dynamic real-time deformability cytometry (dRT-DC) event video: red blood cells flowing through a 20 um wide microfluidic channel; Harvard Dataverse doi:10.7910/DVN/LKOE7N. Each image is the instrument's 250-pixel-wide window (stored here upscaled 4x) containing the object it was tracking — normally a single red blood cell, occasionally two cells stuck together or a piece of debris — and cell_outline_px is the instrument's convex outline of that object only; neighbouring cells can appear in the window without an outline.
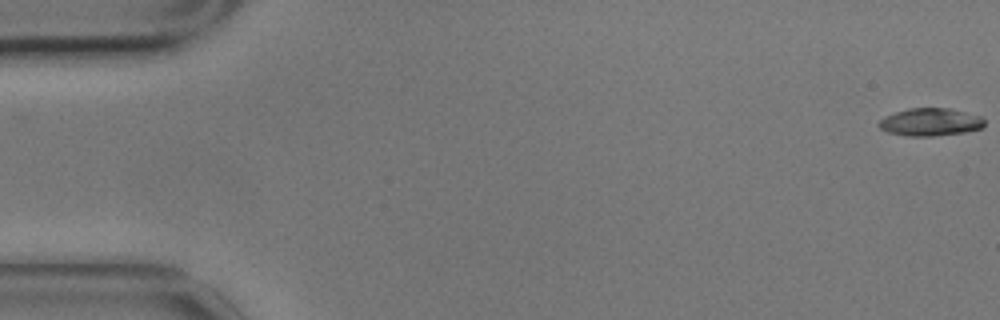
{"species": "common noctule bat (a hibernating species)", "species_latin": "Nyctalus noctula", "temperature_condition": "cold", "stored_images_in_passage": 58, "camera_frame_rate_fps": 3000, "um_per_image_px": 0.085, "animal": {"sex": "male", "body_mass_g": 17.9}, "frame": {"image": 1, "passage_image": 1, "time_ms": 0.0, "image_size_px": [1000, 320], "cell_outline_px": [[984, 128], [964, 132], [932, 136], [908, 136], [888, 132], [880, 128], [876, 124], [884, 116], [908, 108], [948, 108], [980, 116], [984, 120]], "centroid_in_image_um": [79.06, 10.38], "position_along_channel_um": 5.9, "area_um2": 16.99}}
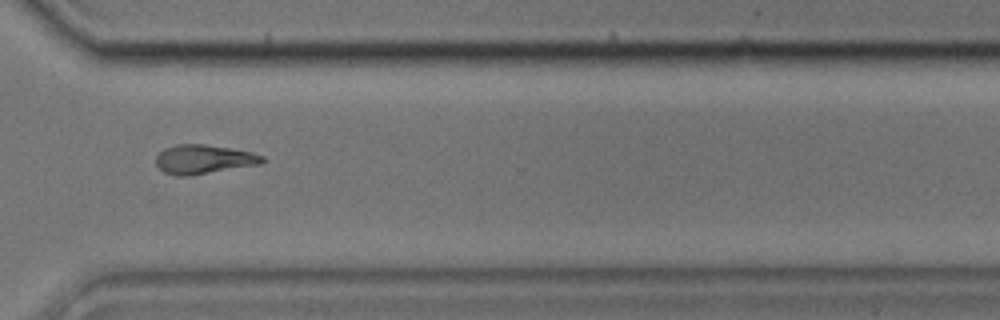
{"frame": {"image": 2, "passage_image": 43, "time_ms": 14.0, "image_size_px": [1000, 320], "cell_outline_px": [[264, 160], [260, 164], [188, 176], [176, 176], [164, 172], [156, 164], [156, 156], [164, 148], [176, 144], [204, 144], [252, 152], [264, 156]], "centroid_in_image_um": [17.29, 13.54], "position_along_channel_um": 353.3, "area_um2": 17.92}}
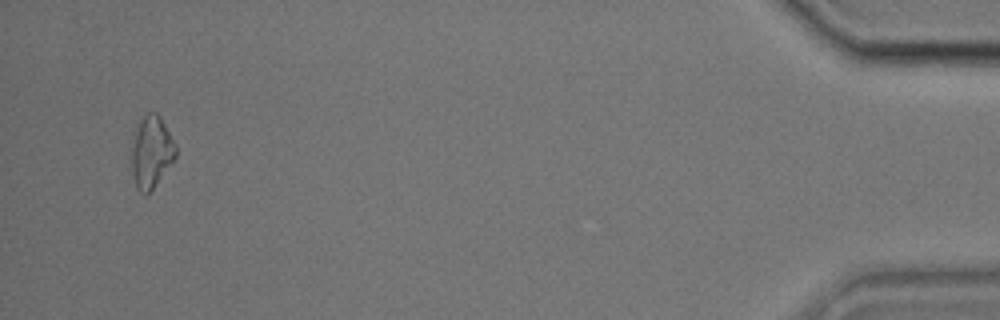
{"frame": {"image": 3, "passage_image": 56, "time_ms": 18.333, "image_size_px": [1000, 320], "cell_outline_px": [[176, 156], [152, 188], [144, 196], [136, 188], [132, 176], [132, 132], [140, 120], [148, 112], [156, 112], [160, 116], [176, 144]], "centroid_in_image_um": [12.83, 12.88], "position_along_channel_um": 422.4, "area_um2": 18.5}, "authors_computed_cell_mechanics": {"area_um2": 17.4556, "velocity_mm_per_s": 3.4688, "shape_relaxation_time_tau1_ms": 8.4908, "shape_relaxation_time_tau2_ms": null, "deformation_change_tau1": 0.1683, "deformation_change_tau2": null}}